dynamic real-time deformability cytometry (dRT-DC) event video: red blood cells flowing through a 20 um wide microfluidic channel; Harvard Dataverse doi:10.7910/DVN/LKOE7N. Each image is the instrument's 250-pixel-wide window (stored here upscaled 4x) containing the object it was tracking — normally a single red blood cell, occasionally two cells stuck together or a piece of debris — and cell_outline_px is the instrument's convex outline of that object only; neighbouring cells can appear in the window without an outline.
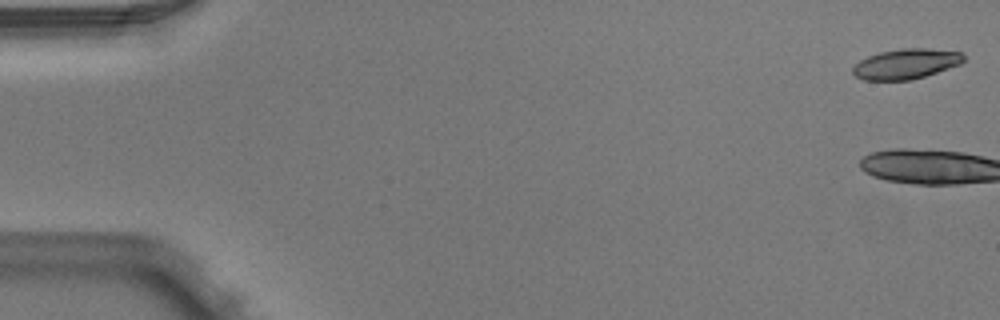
{"species": "Egyptian fruit bat (a non-hibernating species)", "species_latin": "Rousettus aegyptiacus", "temperature_condition": "warm", "stored_images_in_passage": 7, "camera_frame_rate_fps": 3000, "um_per_image_px": 0.085, "animal": {"sex": "male"}, "frame": {"image": 1, "passage_image": 1, "time_ms": 0.0, "image_size_px": [1000, 320], "cell_outline_px": [[964, 60], [960, 64], [912, 80], [864, 80], [856, 76], [852, 72], [852, 68], [860, 60], [868, 56], [880, 52], [904, 48], [928, 48], [960, 52], [964, 56]], "centroid_in_image_um": [76.99, 5.43], "position_along_channel_um": 8.0, "area_um2": 19.31}}
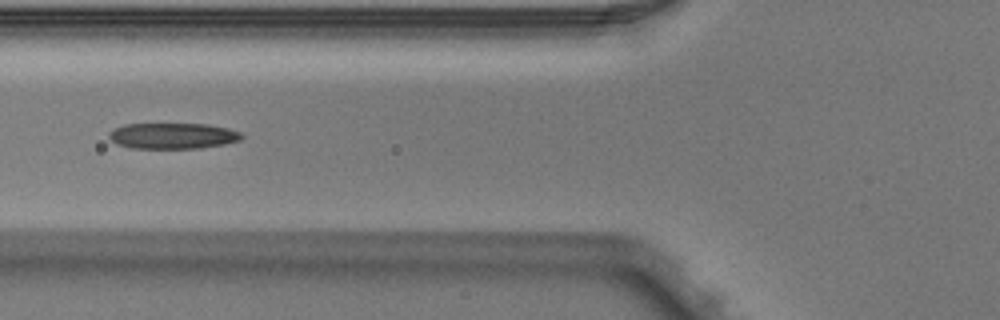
{"frame": {"image": 2, "passage_image": 6, "time_ms": 1.667, "image_size_px": [1000, 320], "cell_outline_px": [[244, 136], [240, 140], [224, 144], [200, 148], [132, 148], [116, 144], [108, 136], [108, 132], [112, 128], [124, 124], [208, 124], [228, 128], [240, 132]], "centroid_in_image_um": [14.66, 11.54], "position_along_channel_um": 111.1, "area_um2": 20.11}}
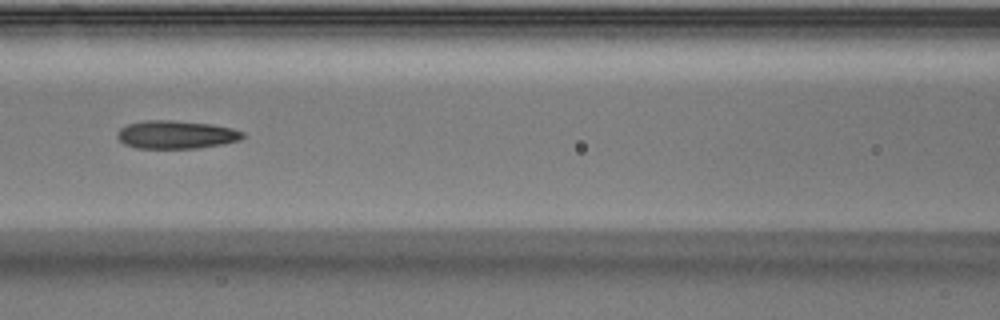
{"frame": {"image": 3, "passage_image": 7, "time_ms": 2.0, "image_size_px": [1000, 320], "cell_outline_px": [[244, 136], [240, 140], [224, 144], [196, 148], [136, 148], [124, 144], [116, 136], [120, 128], [128, 124], [144, 120], [168, 120], [212, 124], [232, 128], [244, 132]], "centroid_in_image_um": [14.97, 11.44], "position_along_channel_um": 151.6, "area_um2": 20.58}}